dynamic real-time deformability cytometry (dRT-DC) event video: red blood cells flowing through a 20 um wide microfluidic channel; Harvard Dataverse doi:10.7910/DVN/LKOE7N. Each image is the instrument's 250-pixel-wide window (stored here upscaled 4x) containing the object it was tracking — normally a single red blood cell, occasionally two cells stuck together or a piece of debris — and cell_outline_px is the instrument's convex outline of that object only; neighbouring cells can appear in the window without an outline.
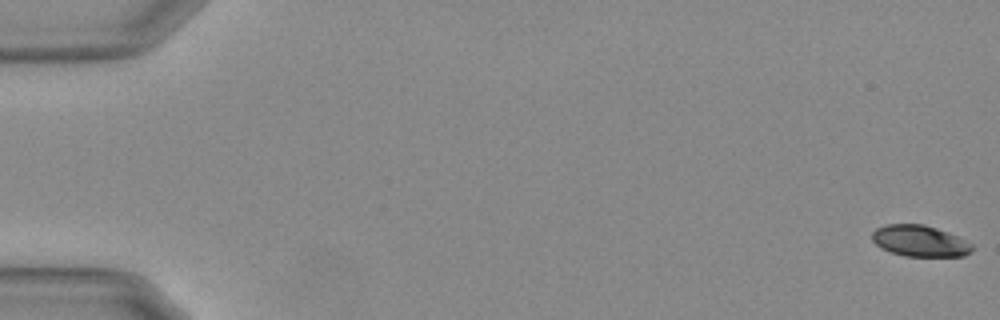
{"species": "Egyptian fruit bat (a non-hibernating species)", "species_latin": "Rousettus aegyptiacus", "temperature_condition": "warm", "stored_images_in_passage": 56, "camera_frame_rate_fps": 3000, "um_per_image_px": 0.085, "animal": {"sex": "female"}, "frame": {"image": 1, "passage_image": 1, "time_ms": 0.0, "image_size_px": [1000, 320], "cell_outline_px": [[972, 252], [964, 256], [904, 256], [880, 248], [872, 240], [872, 232], [876, 228], [888, 224], [924, 224], [948, 232], [972, 244]], "centroid_in_image_um": [78.17, 20.48], "position_along_channel_um": 6.8, "area_um2": 18.15}}
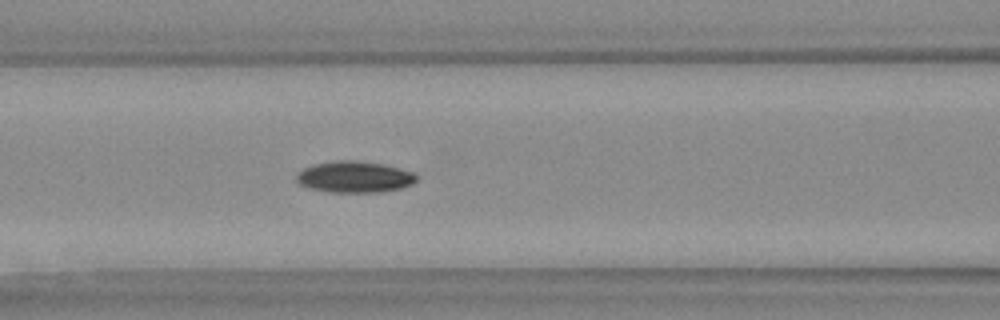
{"frame": {"image": 2, "passage_image": 25, "time_ms": 8.0, "image_size_px": [1000, 320], "cell_outline_px": [[416, 180], [412, 184], [400, 188], [380, 192], [328, 192], [308, 188], [300, 184], [296, 180], [296, 172], [312, 164], [336, 160], [356, 160], [384, 164], [412, 172], [416, 176]], "centroid_in_image_um": [30.07, 15.03], "position_along_channel_um": 136.5, "area_um2": 22.02}}
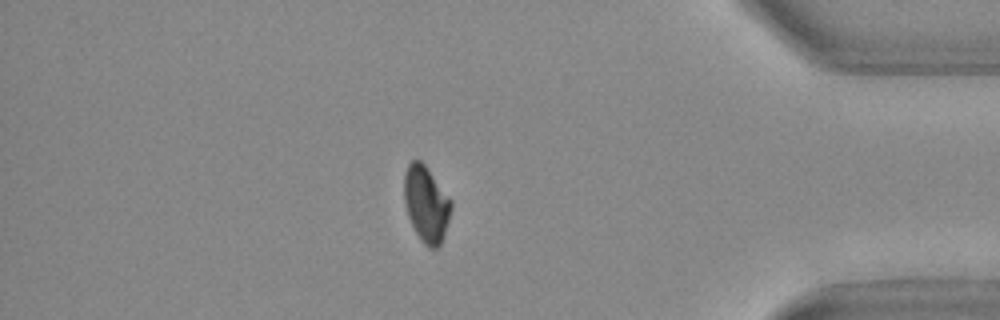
{"frame": {"image": 3, "passage_image": 49, "time_ms": 16.0, "image_size_px": [1000, 320], "cell_outline_px": [[452, 208], [444, 236], [440, 244], [436, 248], [428, 248], [420, 240], [408, 216], [404, 204], [404, 172], [408, 164], [412, 160], [420, 160], [424, 164], [452, 200]], "centroid_in_image_um": [36.22, 17.34], "position_along_channel_um": 399.0, "area_um2": 20.87}}